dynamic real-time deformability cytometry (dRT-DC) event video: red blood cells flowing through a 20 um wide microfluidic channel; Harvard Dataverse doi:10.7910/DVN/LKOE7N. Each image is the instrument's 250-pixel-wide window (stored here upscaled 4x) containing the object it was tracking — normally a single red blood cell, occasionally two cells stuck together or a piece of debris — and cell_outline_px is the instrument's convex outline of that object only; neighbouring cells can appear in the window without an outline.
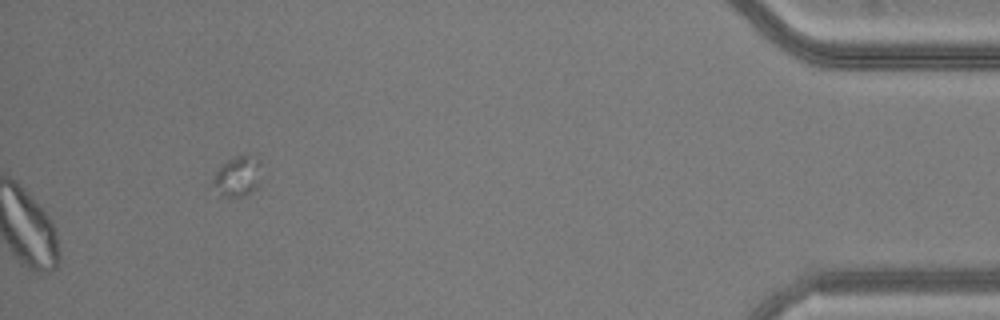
{"species": "common noctule bat (a hibernating species)", "species_latin": "Nyctalus noctula", "temperature_condition": "warm", "stored_images_in_passage": 47, "segment_of_instrument_passage": [2, 2], "camera_frame_rate_fps": 3000, "um_per_image_px": 0.085, "animal": {"sex": "male", "body_mass_g": 20.5, "forearm_length_mm": 52.5}, "frame": {"image": 1, "passage_image": 47, "time_ms": 15.333, "image_size_px": [1000, 320], "cell_outline_px": [[260, 184], [256, 188], [244, 196], [228, 200], [220, 196], [208, 184], [216, 168], [220, 164], [236, 156], [248, 152], [260, 160]], "centroid_in_image_um": [20.11, 15.02], "position_along_channel_um": 415.1, "area_um2": 12.48}}